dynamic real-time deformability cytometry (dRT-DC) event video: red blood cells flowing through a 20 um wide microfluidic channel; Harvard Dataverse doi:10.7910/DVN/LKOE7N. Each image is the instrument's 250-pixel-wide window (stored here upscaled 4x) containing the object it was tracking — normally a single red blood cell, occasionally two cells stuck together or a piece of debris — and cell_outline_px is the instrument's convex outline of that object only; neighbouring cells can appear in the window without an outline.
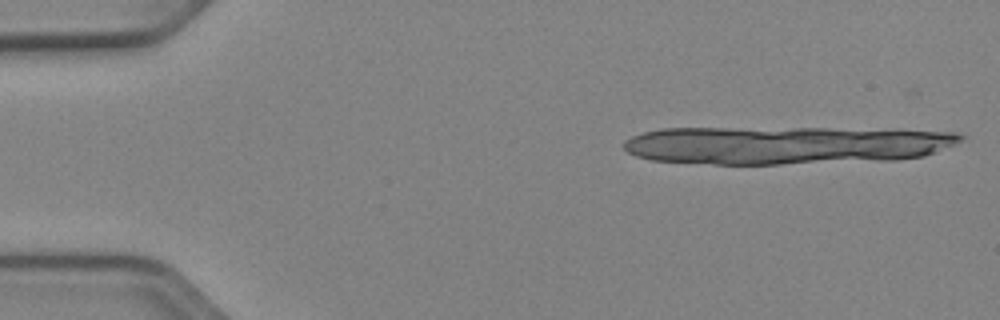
{"species": "Egyptian fruit bat (a non-hibernating species)", "species_latin": "Rousettus aegyptiacus", "temperature_condition": "cold", "stored_images_in_passage": 2, "segment_of_instrument_passage": [2, 2], "camera_frame_rate_fps": 3000, "um_per_image_px": 0.085, "animal": {"sex": "female"}, "frame": {"image": 1, "passage_image": 2, "time_ms": 0.333, "image_size_px": [1000, 320], "cell_outline_px": [[952, 136], [924, 152], [912, 156], [868, 156], [840, 152], [856, 136], [876, 132], [920, 132]], "centroid_in_image_um": [75.94, 12.22], "position_along_channel_um": 9.1, "area_um2": 14.28}}